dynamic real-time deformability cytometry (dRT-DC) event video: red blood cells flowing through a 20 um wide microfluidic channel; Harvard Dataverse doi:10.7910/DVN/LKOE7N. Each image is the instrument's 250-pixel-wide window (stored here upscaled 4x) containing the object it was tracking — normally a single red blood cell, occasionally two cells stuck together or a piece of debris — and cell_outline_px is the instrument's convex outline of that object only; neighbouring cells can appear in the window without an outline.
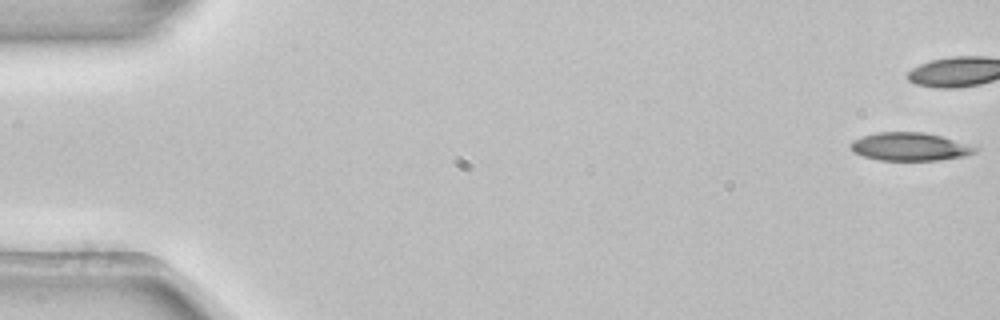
{"species": "common noctule bat (a hibernating species)", "species_latin": "Nyctalus noctula", "temperature_condition": "room temperature", "stored_images_in_passage": 42, "camera_frame_rate_fps": 3000, "um_per_image_px": 0.085, "animal": {"sex": "female", "body_mass_g": 22.7, "forearm_length_mm": 54.2}, "frame": {"image": 1, "passage_image": 1, "time_ms": 0.0, "image_size_px": [1000, 320], "cell_outline_px": [[980, 148], [976, 152], [964, 156], [940, 160], [876, 160], [852, 152], [848, 144], [852, 140], [876, 132], [924, 132], [940, 136]], "centroid_in_image_um": [77.29, 12.47], "position_along_channel_um": 7.7, "area_um2": 20.4}}